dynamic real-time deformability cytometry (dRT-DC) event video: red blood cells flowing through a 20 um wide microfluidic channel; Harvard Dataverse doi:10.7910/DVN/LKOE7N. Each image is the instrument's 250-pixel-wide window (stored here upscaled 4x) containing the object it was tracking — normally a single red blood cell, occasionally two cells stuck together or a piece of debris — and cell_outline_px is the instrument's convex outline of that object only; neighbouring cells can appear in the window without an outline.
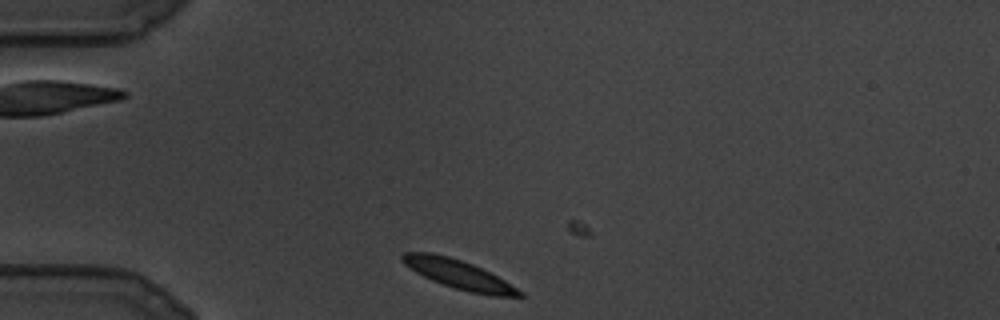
{"species": "common noctule bat (a hibernating species)", "species_latin": "Nyctalus noctula", "temperature_condition": "cold", "stored_images_in_passage": 26, "camera_frame_rate_fps": 3000, "um_per_image_px": 0.085, "animal": {"sex": "male", "body_mass_g": 19.5, "forearm_length_mm": 54.6}, "frame": {"image": 1, "passage_image": 19, "time_ms": 6.0, "image_size_px": [1000, 320], "cell_outline_px": [[524, 296], [492, 296], [468, 292], [432, 280], [416, 272], [404, 264], [400, 260], [400, 256], [404, 252], [432, 252], [448, 256], [472, 264], [504, 280], [524, 292]], "centroid_in_image_um": [38.97, 23.32], "position_along_channel_um": 46.0, "area_um2": 19.54}}